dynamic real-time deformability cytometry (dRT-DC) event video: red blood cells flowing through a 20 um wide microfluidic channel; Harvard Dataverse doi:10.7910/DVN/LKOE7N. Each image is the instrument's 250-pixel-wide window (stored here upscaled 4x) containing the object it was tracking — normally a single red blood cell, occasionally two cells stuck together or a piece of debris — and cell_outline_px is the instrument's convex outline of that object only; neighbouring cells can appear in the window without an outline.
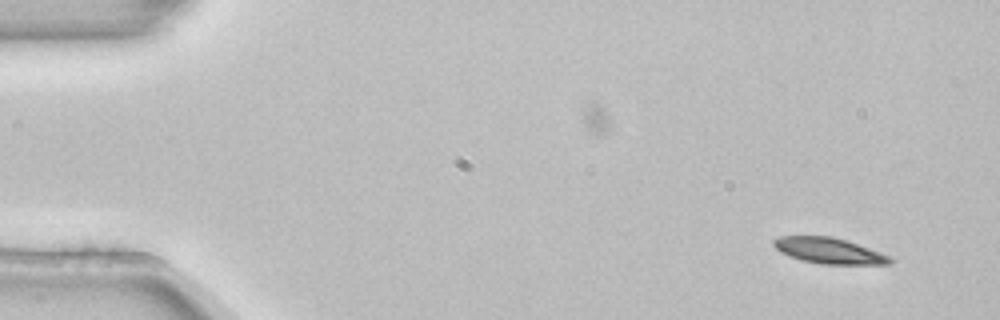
{"species": "common noctule bat (a hibernating species)", "species_latin": "Nyctalus noctula", "temperature_condition": "room temperature", "stored_images_in_passage": 4, "camera_frame_rate_fps": 3000, "um_per_image_px": 0.085, "animal": {"sex": "female", "body_mass_g": 22.7, "forearm_length_mm": 54.2}, "frame": {"image": 1, "passage_image": 4, "time_ms": 1.0, "image_size_px": [1000, 320], "cell_outline_px": [[892, 264], [820, 264], [800, 260], [780, 252], [772, 244], [772, 240], [780, 236], [832, 236], [880, 252], [888, 256], [892, 260]], "centroid_in_image_um": [70.41, 21.31], "position_along_channel_um": 14.6, "area_um2": 17.34}}